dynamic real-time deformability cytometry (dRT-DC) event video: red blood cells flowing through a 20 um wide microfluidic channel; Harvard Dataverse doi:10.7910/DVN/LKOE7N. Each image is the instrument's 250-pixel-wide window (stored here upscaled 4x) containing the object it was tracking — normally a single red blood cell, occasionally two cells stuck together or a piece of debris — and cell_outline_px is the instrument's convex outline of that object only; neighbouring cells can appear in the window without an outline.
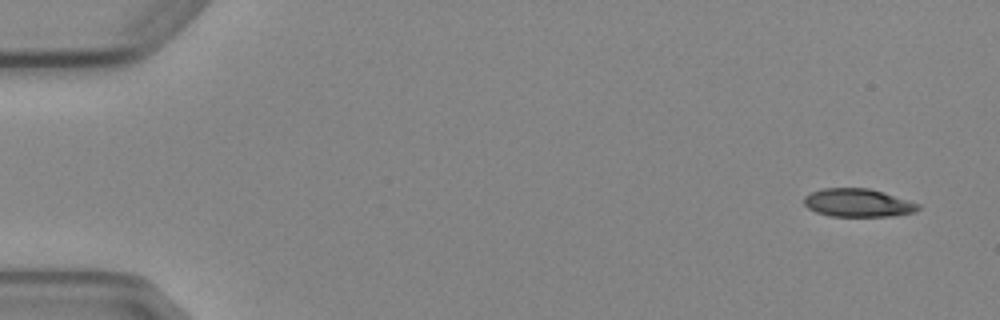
{"species": "Egyptian fruit bat (a non-hibernating species)", "species_latin": "Rousettus aegyptiacus", "temperature_condition": "cold", "stored_images_in_passage": 5, "camera_frame_rate_fps": 3000, "um_per_image_px": 0.085, "animal": {"sex": "female"}, "frame": {"image": 1, "passage_image": 1, "time_ms": 0.0, "image_size_px": [1000, 320], "cell_outline_px": [[920, 208], [916, 212], [892, 216], [832, 216], [816, 212], [808, 208], [804, 204], [804, 196], [820, 188], [868, 188], [920, 204]], "centroid_in_image_um": [72.9, 17.24], "position_along_channel_um": 12.1, "area_um2": 18.61}}
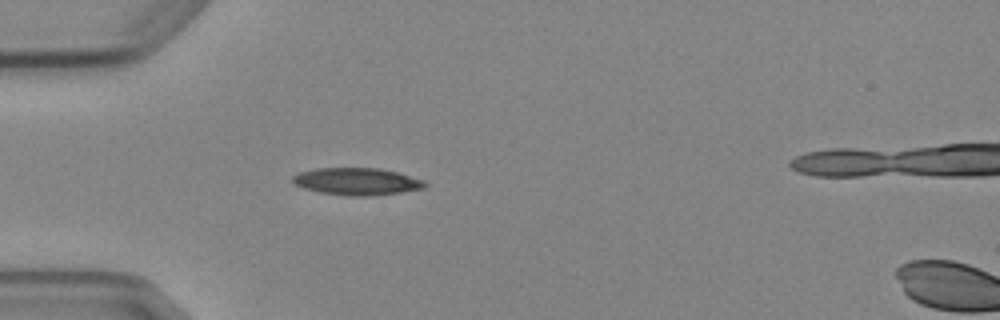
{"frame": {"image": 2, "passage_image": 4, "time_ms": 4.333, "image_size_px": [1000, 320], "cell_outline_px": [[428, 184], [424, 188], [400, 192], [372, 196], [348, 196], [320, 192], [304, 188], [292, 184], [292, 176], [300, 172], [316, 168], [380, 168], [396, 172], [424, 180]], "centroid_in_image_um": [30.32, 15.42], "position_along_channel_um": 54.7, "area_um2": 20.98}}